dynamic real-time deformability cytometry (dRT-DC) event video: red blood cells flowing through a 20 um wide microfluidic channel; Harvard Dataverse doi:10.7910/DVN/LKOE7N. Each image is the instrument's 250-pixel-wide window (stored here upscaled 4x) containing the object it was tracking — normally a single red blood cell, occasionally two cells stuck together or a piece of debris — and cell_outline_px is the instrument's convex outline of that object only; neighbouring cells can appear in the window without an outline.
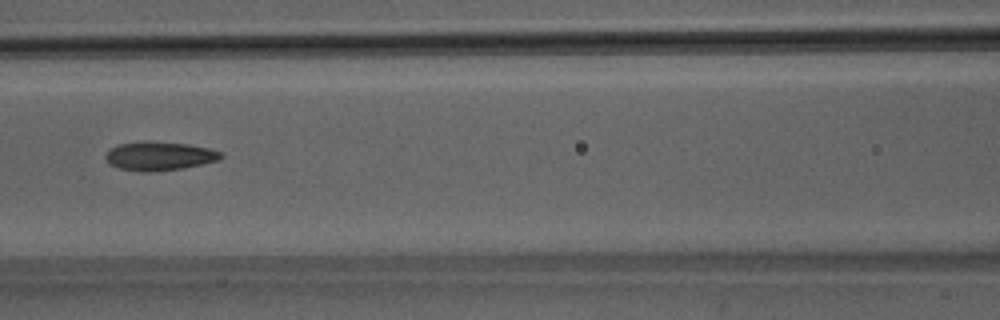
{"species": "Egyptian fruit bat (a non-hibernating species)", "species_latin": "Rousettus aegyptiacus", "temperature_condition": "room temperature", "stored_images_in_passage": 50, "camera_frame_rate_fps": 3000, "um_per_image_px": 0.085, "animal": {"sex": "male"}, "frame": {"image": 1, "passage_image": 23, "time_ms": 7.333, "image_size_px": [1000, 320], "cell_outline_px": [[224, 156], [220, 160], [184, 168], [152, 172], [140, 172], [120, 168], [108, 164], [104, 156], [112, 148], [120, 144], [144, 140], [188, 144], [208, 148], [220, 152]], "centroid_in_image_um": [13.54, 13.26], "position_along_channel_um": 153.1, "area_um2": 19.48}}
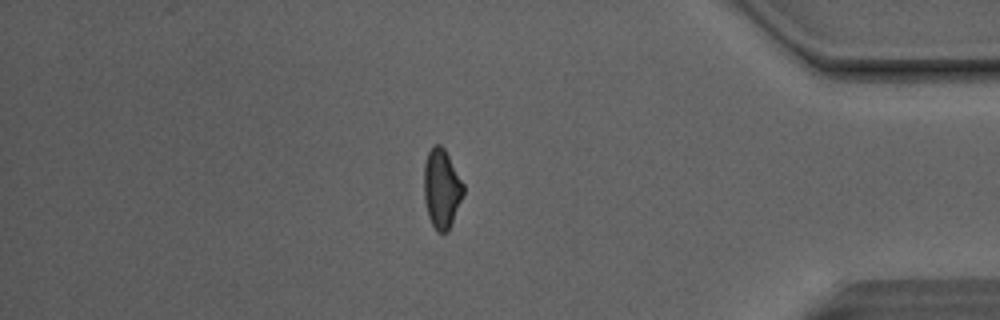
{"frame": {"image": 2, "passage_image": 43, "time_ms": 14.0, "image_size_px": [1000, 320], "cell_outline_px": [[464, 192], [448, 232], [436, 232], [428, 216], [424, 200], [424, 164], [428, 152], [432, 144], [440, 144], [444, 148], [464, 184]], "centroid_in_image_um": [37.52, 16.02], "position_along_channel_um": 397.7, "area_um2": 18.21}}
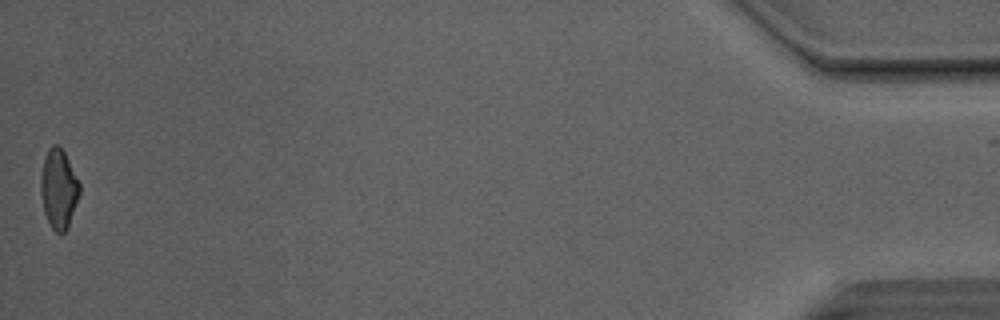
{"frame": {"image": 3, "passage_image": 50, "time_ms": 16.333, "image_size_px": [1000, 320], "cell_outline_px": [[80, 192], [68, 228], [60, 236], [52, 228], [44, 212], [40, 192], [40, 180], [44, 160], [48, 148], [52, 144], [56, 144], [64, 152], [80, 184]], "centroid_in_image_um": [4.98, 16.08], "position_along_channel_um": 430.2, "area_um2": 17.86}, "authors_computed_cell_mechanics": {"area_um2": 19.2185, "velocity_mm_per_s": 4.1623, "shape_relaxation_time_tau1_ms": 7.8852, "shape_relaxation_time_tau2_ms": 2.2997, "deformation_change_tau1": 0.2163, "deformation_change_tau2": 0.0953}}